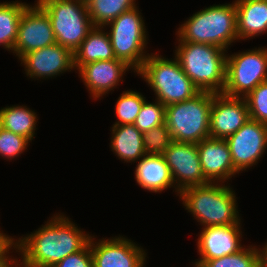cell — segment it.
<instances>
[{
	"label": "cell",
	"mask_w": 267,
	"mask_h": 267,
	"mask_svg": "<svg viewBox=\"0 0 267 267\" xmlns=\"http://www.w3.org/2000/svg\"><path fill=\"white\" fill-rule=\"evenodd\" d=\"M61 214H54L42 227L17 239L21 267H53L89 243L91 235Z\"/></svg>",
	"instance_id": "obj_1"
},
{
	"label": "cell",
	"mask_w": 267,
	"mask_h": 267,
	"mask_svg": "<svg viewBox=\"0 0 267 267\" xmlns=\"http://www.w3.org/2000/svg\"><path fill=\"white\" fill-rule=\"evenodd\" d=\"M208 182L182 190L179 198L201 226L241 224L236 194L230 184Z\"/></svg>",
	"instance_id": "obj_2"
},
{
	"label": "cell",
	"mask_w": 267,
	"mask_h": 267,
	"mask_svg": "<svg viewBox=\"0 0 267 267\" xmlns=\"http://www.w3.org/2000/svg\"><path fill=\"white\" fill-rule=\"evenodd\" d=\"M179 26L176 35L183 42L211 44L227 51L239 40L235 1L203 8Z\"/></svg>",
	"instance_id": "obj_3"
},
{
	"label": "cell",
	"mask_w": 267,
	"mask_h": 267,
	"mask_svg": "<svg viewBox=\"0 0 267 267\" xmlns=\"http://www.w3.org/2000/svg\"><path fill=\"white\" fill-rule=\"evenodd\" d=\"M175 58L199 91L222 93L226 82L227 51L211 44L183 42L178 37Z\"/></svg>",
	"instance_id": "obj_4"
},
{
	"label": "cell",
	"mask_w": 267,
	"mask_h": 267,
	"mask_svg": "<svg viewBox=\"0 0 267 267\" xmlns=\"http://www.w3.org/2000/svg\"><path fill=\"white\" fill-rule=\"evenodd\" d=\"M137 74L155 92L156 100L165 106L189 100L200 92L176 58L168 59L151 53Z\"/></svg>",
	"instance_id": "obj_5"
},
{
	"label": "cell",
	"mask_w": 267,
	"mask_h": 267,
	"mask_svg": "<svg viewBox=\"0 0 267 267\" xmlns=\"http://www.w3.org/2000/svg\"><path fill=\"white\" fill-rule=\"evenodd\" d=\"M215 94L200 91L189 100L165 106V124L173 141L197 144L210 137V113Z\"/></svg>",
	"instance_id": "obj_6"
},
{
	"label": "cell",
	"mask_w": 267,
	"mask_h": 267,
	"mask_svg": "<svg viewBox=\"0 0 267 267\" xmlns=\"http://www.w3.org/2000/svg\"><path fill=\"white\" fill-rule=\"evenodd\" d=\"M35 2L48 14L56 43L74 53L94 27L86 2L82 0H37Z\"/></svg>",
	"instance_id": "obj_7"
},
{
	"label": "cell",
	"mask_w": 267,
	"mask_h": 267,
	"mask_svg": "<svg viewBox=\"0 0 267 267\" xmlns=\"http://www.w3.org/2000/svg\"><path fill=\"white\" fill-rule=\"evenodd\" d=\"M107 31L116 59L123 61L132 71L138 72L149 56L147 47V30L138 6L122 13L108 23Z\"/></svg>",
	"instance_id": "obj_8"
},
{
	"label": "cell",
	"mask_w": 267,
	"mask_h": 267,
	"mask_svg": "<svg viewBox=\"0 0 267 267\" xmlns=\"http://www.w3.org/2000/svg\"><path fill=\"white\" fill-rule=\"evenodd\" d=\"M267 81V48L227 54L226 82L222 94L246 97L258 84Z\"/></svg>",
	"instance_id": "obj_9"
},
{
	"label": "cell",
	"mask_w": 267,
	"mask_h": 267,
	"mask_svg": "<svg viewBox=\"0 0 267 267\" xmlns=\"http://www.w3.org/2000/svg\"><path fill=\"white\" fill-rule=\"evenodd\" d=\"M234 168L240 173L258 163L267 150V124L249 119L237 132L225 139Z\"/></svg>",
	"instance_id": "obj_10"
},
{
	"label": "cell",
	"mask_w": 267,
	"mask_h": 267,
	"mask_svg": "<svg viewBox=\"0 0 267 267\" xmlns=\"http://www.w3.org/2000/svg\"><path fill=\"white\" fill-rule=\"evenodd\" d=\"M55 43L56 38L48 14L37 3L29 4L20 18L12 53L20 60L28 52Z\"/></svg>",
	"instance_id": "obj_11"
},
{
	"label": "cell",
	"mask_w": 267,
	"mask_h": 267,
	"mask_svg": "<svg viewBox=\"0 0 267 267\" xmlns=\"http://www.w3.org/2000/svg\"><path fill=\"white\" fill-rule=\"evenodd\" d=\"M96 241L91 235L89 244L94 267H145L147 253L131 239L119 235Z\"/></svg>",
	"instance_id": "obj_12"
},
{
	"label": "cell",
	"mask_w": 267,
	"mask_h": 267,
	"mask_svg": "<svg viewBox=\"0 0 267 267\" xmlns=\"http://www.w3.org/2000/svg\"><path fill=\"white\" fill-rule=\"evenodd\" d=\"M162 155L179 192L209 182L202 172L197 144L173 141Z\"/></svg>",
	"instance_id": "obj_13"
},
{
	"label": "cell",
	"mask_w": 267,
	"mask_h": 267,
	"mask_svg": "<svg viewBox=\"0 0 267 267\" xmlns=\"http://www.w3.org/2000/svg\"><path fill=\"white\" fill-rule=\"evenodd\" d=\"M249 119L250 113L245 98L217 93L212 98L210 137L226 139L237 132Z\"/></svg>",
	"instance_id": "obj_14"
},
{
	"label": "cell",
	"mask_w": 267,
	"mask_h": 267,
	"mask_svg": "<svg viewBox=\"0 0 267 267\" xmlns=\"http://www.w3.org/2000/svg\"><path fill=\"white\" fill-rule=\"evenodd\" d=\"M20 61L27 77L35 80L57 77L75 69L73 52L58 43L28 52Z\"/></svg>",
	"instance_id": "obj_15"
},
{
	"label": "cell",
	"mask_w": 267,
	"mask_h": 267,
	"mask_svg": "<svg viewBox=\"0 0 267 267\" xmlns=\"http://www.w3.org/2000/svg\"><path fill=\"white\" fill-rule=\"evenodd\" d=\"M241 239L240 224L202 227L196 244L200 259L195 260L194 266L200 267L205 261L238 252L245 246Z\"/></svg>",
	"instance_id": "obj_16"
},
{
	"label": "cell",
	"mask_w": 267,
	"mask_h": 267,
	"mask_svg": "<svg viewBox=\"0 0 267 267\" xmlns=\"http://www.w3.org/2000/svg\"><path fill=\"white\" fill-rule=\"evenodd\" d=\"M132 68L118 59L106 61H96L82 65L77 72L79 78L87 87L93 99H101L102 96L109 94L119 82L123 81V75Z\"/></svg>",
	"instance_id": "obj_17"
},
{
	"label": "cell",
	"mask_w": 267,
	"mask_h": 267,
	"mask_svg": "<svg viewBox=\"0 0 267 267\" xmlns=\"http://www.w3.org/2000/svg\"><path fill=\"white\" fill-rule=\"evenodd\" d=\"M197 149L202 172L209 182L225 183L239 174L234 168L230 148L225 139L208 137L197 143Z\"/></svg>",
	"instance_id": "obj_18"
},
{
	"label": "cell",
	"mask_w": 267,
	"mask_h": 267,
	"mask_svg": "<svg viewBox=\"0 0 267 267\" xmlns=\"http://www.w3.org/2000/svg\"><path fill=\"white\" fill-rule=\"evenodd\" d=\"M139 160L134 174L139 186L154 193H161L173 187L179 196L180 192L175 187L170 168L163 155L146 154Z\"/></svg>",
	"instance_id": "obj_19"
},
{
	"label": "cell",
	"mask_w": 267,
	"mask_h": 267,
	"mask_svg": "<svg viewBox=\"0 0 267 267\" xmlns=\"http://www.w3.org/2000/svg\"><path fill=\"white\" fill-rule=\"evenodd\" d=\"M239 40L267 33V0H235Z\"/></svg>",
	"instance_id": "obj_20"
},
{
	"label": "cell",
	"mask_w": 267,
	"mask_h": 267,
	"mask_svg": "<svg viewBox=\"0 0 267 267\" xmlns=\"http://www.w3.org/2000/svg\"><path fill=\"white\" fill-rule=\"evenodd\" d=\"M104 27H96L88 33L80 46L74 51V68L78 70L82 65L116 59L110 38Z\"/></svg>",
	"instance_id": "obj_21"
},
{
	"label": "cell",
	"mask_w": 267,
	"mask_h": 267,
	"mask_svg": "<svg viewBox=\"0 0 267 267\" xmlns=\"http://www.w3.org/2000/svg\"><path fill=\"white\" fill-rule=\"evenodd\" d=\"M111 130V151L121 161L135 163L146 155L143 146V133L133 124L113 125Z\"/></svg>",
	"instance_id": "obj_22"
},
{
	"label": "cell",
	"mask_w": 267,
	"mask_h": 267,
	"mask_svg": "<svg viewBox=\"0 0 267 267\" xmlns=\"http://www.w3.org/2000/svg\"><path fill=\"white\" fill-rule=\"evenodd\" d=\"M36 112L26 106H6L0 109V126L15 134L24 136L30 142L36 131Z\"/></svg>",
	"instance_id": "obj_23"
},
{
	"label": "cell",
	"mask_w": 267,
	"mask_h": 267,
	"mask_svg": "<svg viewBox=\"0 0 267 267\" xmlns=\"http://www.w3.org/2000/svg\"><path fill=\"white\" fill-rule=\"evenodd\" d=\"M28 5L19 1L0 3V46L10 52L17 39L20 18Z\"/></svg>",
	"instance_id": "obj_24"
},
{
	"label": "cell",
	"mask_w": 267,
	"mask_h": 267,
	"mask_svg": "<svg viewBox=\"0 0 267 267\" xmlns=\"http://www.w3.org/2000/svg\"><path fill=\"white\" fill-rule=\"evenodd\" d=\"M86 4L90 20L96 27H104L137 6L136 0H87Z\"/></svg>",
	"instance_id": "obj_25"
},
{
	"label": "cell",
	"mask_w": 267,
	"mask_h": 267,
	"mask_svg": "<svg viewBox=\"0 0 267 267\" xmlns=\"http://www.w3.org/2000/svg\"><path fill=\"white\" fill-rule=\"evenodd\" d=\"M247 247L234 254L205 261L200 267H260L259 248L255 245Z\"/></svg>",
	"instance_id": "obj_26"
},
{
	"label": "cell",
	"mask_w": 267,
	"mask_h": 267,
	"mask_svg": "<svg viewBox=\"0 0 267 267\" xmlns=\"http://www.w3.org/2000/svg\"><path fill=\"white\" fill-rule=\"evenodd\" d=\"M146 97L137 90L123 91L116 102L115 115L118 121L113 125L134 124Z\"/></svg>",
	"instance_id": "obj_27"
},
{
	"label": "cell",
	"mask_w": 267,
	"mask_h": 267,
	"mask_svg": "<svg viewBox=\"0 0 267 267\" xmlns=\"http://www.w3.org/2000/svg\"><path fill=\"white\" fill-rule=\"evenodd\" d=\"M154 102L150 103L145 100L135 119L133 125L141 133H145L152 128L165 124V105L156 99Z\"/></svg>",
	"instance_id": "obj_28"
},
{
	"label": "cell",
	"mask_w": 267,
	"mask_h": 267,
	"mask_svg": "<svg viewBox=\"0 0 267 267\" xmlns=\"http://www.w3.org/2000/svg\"><path fill=\"white\" fill-rule=\"evenodd\" d=\"M173 142L166 124L143 133V146L146 154L162 155Z\"/></svg>",
	"instance_id": "obj_29"
},
{
	"label": "cell",
	"mask_w": 267,
	"mask_h": 267,
	"mask_svg": "<svg viewBox=\"0 0 267 267\" xmlns=\"http://www.w3.org/2000/svg\"><path fill=\"white\" fill-rule=\"evenodd\" d=\"M250 119L267 124V81L258 84L246 97H244Z\"/></svg>",
	"instance_id": "obj_30"
},
{
	"label": "cell",
	"mask_w": 267,
	"mask_h": 267,
	"mask_svg": "<svg viewBox=\"0 0 267 267\" xmlns=\"http://www.w3.org/2000/svg\"><path fill=\"white\" fill-rule=\"evenodd\" d=\"M30 141L24 136L15 134L0 126V156L12 160L23 153Z\"/></svg>",
	"instance_id": "obj_31"
},
{
	"label": "cell",
	"mask_w": 267,
	"mask_h": 267,
	"mask_svg": "<svg viewBox=\"0 0 267 267\" xmlns=\"http://www.w3.org/2000/svg\"><path fill=\"white\" fill-rule=\"evenodd\" d=\"M53 267H94L90 244L88 243L82 250L68 255Z\"/></svg>",
	"instance_id": "obj_32"
},
{
	"label": "cell",
	"mask_w": 267,
	"mask_h": 267,
	"mask_svg": "<svg viewBox=\"0 0 267 267\" xmlns=\"http://www.w3.org/2000/svg\"><path fill=\"white\" fill-rule=\"evenodd\" d=\"M16 250L18 249L17 240L13 237L4 234L2 231H0V260L2 259H16L13 258V256L9 255L10 250Z\"/></svg>",
	"instance_id": "obj_33"
},
{
	"label": "cell",
	"mask_w": 267,
	"mask_h": 267,
	"mask_svg": "<svg viewBox=\"0 0 267 267\" xmlns=\"http://www.w3.org/2000/svg\"><path fill=\"white\" fill-rule=\"evenodd\" d=\"M20 261L19 259H2L0 260V267H21Z\"/></svg>",
	"instance_id": "obj_34"
},
{
	"label": "cell",
	"mask_w": 267,
	"mask_h": 267,
	"mask_svg": "<svg viewBox=\"0 0 267 267\" xmlns=\"http://www.w3.org/2000/svg\"><path fill=\"white\" fill-rule=\"evenodd\" d=\"M260 251V267H267V242L265 246L259 248Z\"/></svg>",
	"instance_id": "obj_35"
}]
</instances>
